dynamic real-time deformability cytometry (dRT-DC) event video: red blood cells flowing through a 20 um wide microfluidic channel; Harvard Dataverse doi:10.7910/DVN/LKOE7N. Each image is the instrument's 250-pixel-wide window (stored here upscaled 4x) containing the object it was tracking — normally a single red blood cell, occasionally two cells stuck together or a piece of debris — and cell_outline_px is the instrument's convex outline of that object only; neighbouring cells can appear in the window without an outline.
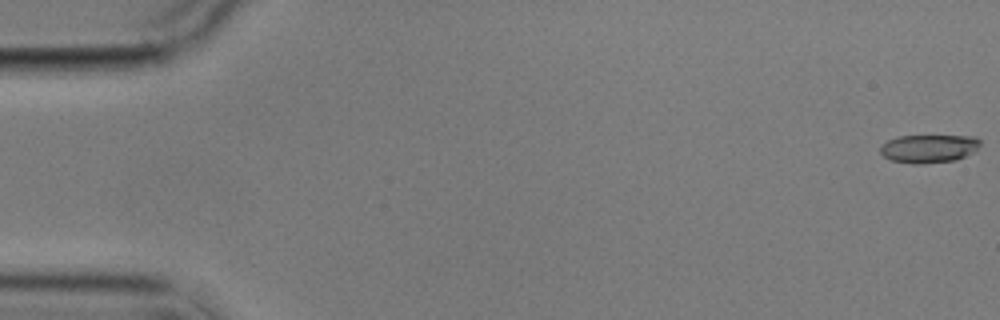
{"species": "common noctule bat (a hibernating species)", "species_latin": "Nyctalus noctula", "temperature_condition": "cold", "stored_images_in_passage": 9, "camera_frame_rate_fps": 3000, "um_per_image_px": 0.085, "animal": {"sex": "male", "body_mass_g": 17.9}, "frame": {"image": 1, "passage_image": 1, "time_ms": 0.0, "image_size_px": [1000, 320], "cell_outline_px": [[980, 144], [972, 152], [956, 160], [920, 164], [912, 164], [892, 160], [884, 156], [880, 152], [880, 148], [888, 140], [900, 136], [976, 136], [980, 140]], "centroid_in_image_um": [78.95, 12.63], "position_along_channel_um": 6.1, "area_um2": 16.24}}
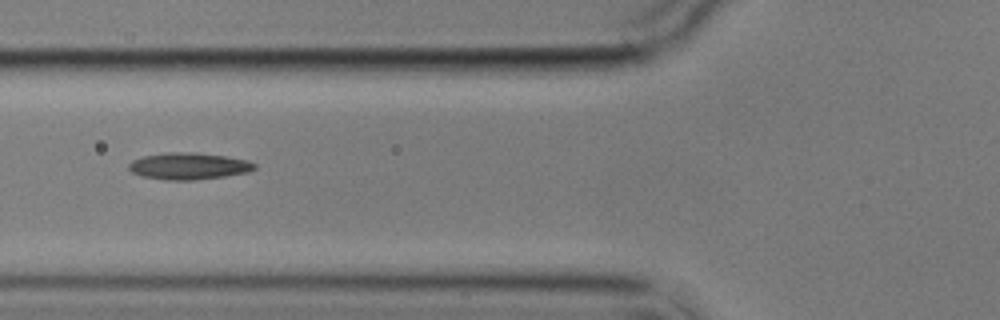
{"frame": {"image": 2, "passage_image": 6, "time_ms": 7.0, "image_size_px": [1000, 320], "cell_outline_px": [[256, 168], [248, 172], [224, 176], [196, 180], [164, 180], [140, 176], [132, 172], [128, 168], [128, 164], [132, 160], [144, 156], [168, 152], [196, 152], [224, 156], [248, 160], [256, 164]], "centroid_in_image_um": [16.02, 14.12], "position_along_channel_um": 109.8, "area_um2": 19.71}}
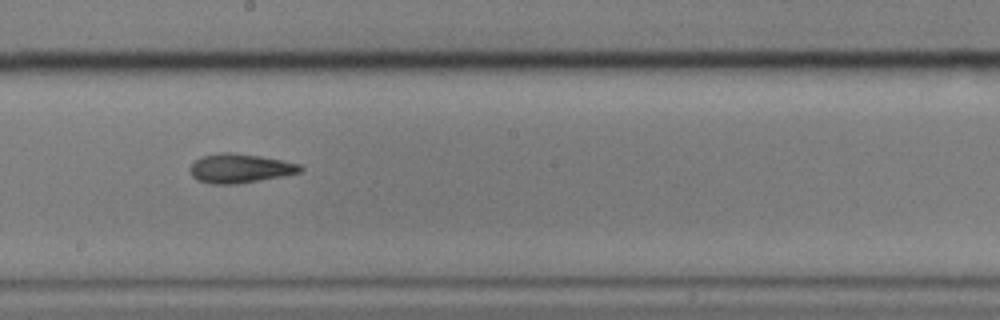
{"frame": {"image": 3, "passage_image": 9, "time_ms": 10.333, "image_size_px": [1000, 320], "cell_outline_px": [[304, 168], [300, 172], [284, 176], [236, 184], [212, 184], [196, 180], [192, 176], [192, 164], [196, 160], [204, 156], [220, 152], [232, 152], [260, 156], [284, 160], [300, 164]], "centroid_in_image_um": [20.44, 14.31], "position_along_channel_um": 227.8, "area_um2": 18.67}}